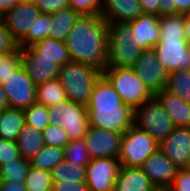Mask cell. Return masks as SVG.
Instances as JSON below:
<instances>
[{
  "label": "cell",
  "instance_id": "1",
  "mask_svg": "<svg viewBox=\"0 0 190 191\" xmlns=\"http://www.w3.org/2000/svg\"><path fill=\"white\" fill-rule=\"evenodd\" d=\"M109 24L101 15H81L65 40L72 61L104 71L108 58Z\"/></svg>",
  "mask_w": 190,
  "mask_h": 191
},
{
  "label": "cell",
  "instance_id": "2",
  "mask_svg": "<svg viewBox=\"0 0 190 191\" xmlns=\"http://www.w3.org/2000/svg\"><path fill=\"white\" fill-rule=\"evenodd\" d=\"M86 109L89 127L124 134L133 126L134 110L122 102L115 88L103 74L93 85Z\"/></svg>",
  "mask_w": 190,
  "mask_h": 191
},
{
  "label": "cell",
  "instance_id": "3",
  "mask_svg": "<svg viewBox=\"0 0 190 191\" xmlns=\"http://www.w3.org/2000/svg\"><path fill=\"white\" fill-rule=\"evenodd\" d=\"M102 72L97 68L71 61L60 67L58 79L66 92L67 99L86 105L93 85Z\"/></svg>",
  "mask_w": 190,
  "mask_h": 191
},
{
  "label": "cell",
  "instance_id": "4",
  "mask_svg": "<svg viewBox=\"0 0 190 191\" xmlns=\"http://www.w3.org/2000/svg\"><path fill=\"white\" fill-rule=\"evenodd\" d=\"M143 50L133 42L128 23L109 24L106 68H133Z\"/></svg>",
  "mask_w": 190,
  "mask_h": 191
},
{
  "label": "cell",
  "instance_id": "5",
  "mask_svg": "<svg viewBox=\"0 0 190 191\" xmlns=\"http://www.w3.org/2000/svg\"><path fill=\"white\" fill-rule=\"evenodd\" d=\"M102 74L115 88L122 102L133 110L154 97L133 68H105Z\"/></svg>",
  "mask_w": 190,
  "mask_h": 191
},
{
  "label": "cell",
  "instance_id": "6",
  "mask_svg": "<svg viewBox=\"0 0 190 191\" xmlns=\"http://www.w3.org/2000/svg\"><path fill=\"white\" fill-rule=\"evenodd\" d=\"M50 125L62 127L70 140L82 139L89 128L86 105L69 99L49 107Z\"/></svg>",
  "mask_w": 190,
  "mask_h": 191
},
{
  "label": "cell",
  "instance_id": "7",
  "mask_svg": "<svg viewBox=\"0 0 190 191\" xmlns=\"http://www.w3.org/2000/svg\"><path fill=\"white\" fill-rule=\"evenodd\" d=\"M133 125L148 132L158 143L175 129L170 116L155 96L134 109Z\"/></svg>",
  "mask_w": 190,
  "mask_h": 191
},
{
  "label": "cell",
  "instance_id": "8",
  "mask_svg": "<svg viewBox=\"0 0 190 191\" xmlns=\"http://www.w3.org/2000/svg\"><path fill=\"white\" fill-rule=\"evenodd\" d=\"M158 149V142L146 131L130 127L122 136L119 161L121 166L141 167Z\"/></svg>",
  "mask_w": 190,
  "mask_h": 191
},
{
  "label": "cell",
  "instance_id": "9",
  "mask_svg": "<svg viewBox=\"0 0 190 191\" xmlns=\"http://www.w3.org/2000/svg\"><path fill=\"white\" fill-rule=\"evenodd\" d=\"M1 85L6 92L9 108L24 110L36 103L37 86L22 64Z\"/></svg>",
  "mask_w": 190,
  "mask_h": 191
},
{
  "label": "cell",
  "instance_id": "10",
  "mask_svg": "<svg viewBox=\"0 0 190 191\" xmlns=\"http://www.w3.org/2000/svg\"><path fill=\"white\" fill-rule=\"evenodd\" d=\"M153 49L168 73L190 70V46L185 39H159Z\"/></svg>",
  "mask_w": 190,
  "mask_h": 191
},
{
  "label": "cell",
  "instance_id": "11",
  "mask_svg": "<svg viewBox=\"0 0 190 191\" xmlns=\"http://www.w3.org/2000/svg\"><path fill=\"white\" fill-rule=\"evenodd\" d=\"M121 168L119 159H91L86 166V183L90 191H114L115 180Z\"/></svg>",
  "mask_w": 190,
  "mask_h": 191
},
{
  "label": "cell",
  "instance_id": "12",
  "mask_svg": "<svg viewBox=\"0 0 190 191\" xmlns=\"http://www.w3.org/2000/svg\"><path fill=\"white\" fill-rule=\"evenodd\" d=\"M122 136V133L89 127L83 139L91 159H118L121 150Z\"/></svg>",
  "mask_w": 190,
  "mask_h": 191
},
{
  "label": "cell",
  "instance_id": "13",
  "mask_svg": "<svg viewBox=\"0 0 190 191\" xmlns=\"http://www.w3.org/2000/svg\"><path fill=\"white\" fill-rule=\"evenodd\" d=\"M133 69L154 95L166 87L169 73L159 63L153 48L142 51Z\"/></svg>",
  "mask_w": 190,
  "mask_h": 191
},
{
  "label": "cell",
  "instance_id": "14",
  "mask_svg": "<svg viewBox=\"0 0 190 191\" xmlns=\"http://www.w3.org/2000/svg\"><path fill=\"white\" fill-rule=\"evenodd\" d=\"M40 13L34 1H19L0 18L12 37L19 42L27 34Z\"/></svg>",
  "mask_w": 190,
  "mask_h": 191
},
{
  "label": "cell",
  "instance_id": "15",
  "mask_svg": "<svg viewBox=\"0 0 190 191\" xmlns=\"http://www.w3.org/2000/svg\"><path fill=\"white\" fill-rule=\"evenodd\" d=\"M158 149L179 169L190 168V127H175Z\"/></svg>",
  "mask_w": 190,
  "mask_h": 191
},
{
  "label": "cell",
  "instance_id": "16",
  "mask_svg": "<svg viewBox=\"0 0 190 191\" xmlns=\"http://www.w3.org/2000/svg\"><path fill=\"white\" fill-rule=\"evenodd\" d=\"M140 168L158 189H168L180 170L159 149L152 153Z\"/></svg>",
  "mask_w": 190,
  "mask_h": 191
},
{
  "label": "cell",
  "instance_id": "17",
  "mask_svg": "<svg viewBox=\"0 0 190 191\" xmlns=\"http://www.w3.org/2000/svg\"><path fill=\"white\" fill-rule=\"evenodd\" d=\"M21 49V64L36 86L58 78L60 67L47 58H38V54L29 46Z\"/></svg>",
  "mask_w": 190,
  "mask_h": 191
},
{
  "label": "cell",
  "instance_id": "18",
  "mask_svg": "<svg viewBox=\"0 0 190 191\" xmlns=\"http://www.w3.org/2000/svg\"><path fill=\"white\" fill-rule=\"evenodd\" d=\"M132 40L142 49L153 48L160 39L159 16L142 14L136 20L129 21Z\"/></svg>",
  "mask_w": 190,
  "mask_h": 191
},
{
  "label": "cell",
  "instance_id": "19",
  "mask_svg": "<svg viewBox=\"0 0 190 191\" xmlns=\"http://www.w3.org/2000/svg\"><path fill=\"white\" fill-rule=\"evenodd\" d=\"M143 13L138 0H102L101 17L108 23H128Z\"/></svg>",
  "mask_w": 190,
  "mask_h": 191
},
{
  "label": "cell",
  "instance_id": "20",
  "mask_svg": "<svg viewBox=\"0 0 190 191\" xmlns=\"http://www.w3.org/2000/svg\"><path fill=\"white\" fill-rule=\"evenodd\" d=\"M154 96L162 104L175 127H190V104L165 88Z\"/></svg>",
  "mask_w": 190,
  "mask_h": 191
},
{
  "label": "cell",
  "instance_id": "21",
  "mask_svg": "<svg viewBox=\"0 0 190 191\" xmlns=\"http://www.w3.org/2000/svg\"><path fill=\"white\" fill-rule=\"evenodd\" d=\"M157 189L140 167L121 166L114 186V191H156Z\"/></svg>",
  "mask_w": 190,
  "mask_h": 191
},
{
  "label": "cell",
  "instance_id": "22",
  "mask_svg": "<svg viewBox=\"0 0 190 191\" xmlns=\"http://www.w3.org/2000/svg\"><path fill=\"white\" fill-rule=\"evenodd\" d=\"M30 47L38 54V58L51 59L59 67L72 61L65 41L45 38Z\"/></svg>",
  "mask_w": 190,
  "mask_h": 191
},
{
  "label": "cell",
  "instance_id": "23",
  "mask_svg": "<svg viewBox=\"0 0 190 191\" xmlns=\"http://www.w3.org/2000/svg\"><path fill=\"white\" fill-rule=\"evenodd\" d=\"M42 135L43 131H40L29 124H24L16 140L20 156L26 160H30L40 152L45 146Z\"/></svg>",
  "mask_w": 190,
  "mask_h": 191
},
{
  "label": "cell",
  "instance_id": "24",
  "mask_svg": "<svg viewBox=\"0 0 190 191\" xmlns=\"http://www.w3.org/2000/svg\"><path fill=\"white\" fill-rule=\"evenodd\" d=\"M80 16L70 7L52 13V25L48 38L65 41Z\"/></svg>",
  "mask_w": 190,
  "mask_h": 191
},
{
  "label": "cell",
  "instance_id": "25",
  "mask_svg": "<svg viewBox=\"0 0 190 191\" xmlns=\"http://www.w3.org/2000/svg\"><path fill=\"white\" fill-rule=\"evenodd\" d=\"M24 124L23 110L13 108L2 110L0 112V138L16 142Z\"/></svg>",
  "mask_w": 190,
  "mask_h": 191
},
{
  "label": "cell",
  "instance_id": "26",
  "mask_svg": "<svg viewBox=\"0 0 190 191\" xmlns=\"http://www.w3.org/2000/svg\"><path fill=\"white\" fill-rule=\"evenodd\" d=\"M65 100H67L66 92L58 78L38 85L36 88V102L38 104L51 107Z\"/></svg>",
  "mask_w": 190,
  "mask_h": 191
},
{
  "label": "cell",
  "instance_id": "27",
  "mask_svg": "<svg viewBox=\"0 0 190 191\" xmlns=\"http://www.w3.org/2000/svg\"><path fill=\"white\" fill-rule=\"evenodd\" d=\"M30 167L29 160L19 157L0 166V181L16 184H25Z\"/></svg>",
  "mask_w": 190,
  "mask_h": 191
},
{
  "label": "cell",
  "instance_id": "28",
  "mask_svg": "<svg viewBox=\"0 0 190 191\" xmlns=\"http://www.w3.org/2000/svg\"><path fill=\"white\" fill-rule=\"evenodd\" d=\"M52 25L51 14L40 13L37 20L29 28L27 34L18 42L20 48L29 47L49 37Z\"/></svg>",
  "mask_w": 190,
  "mask_h": 191
},
{
  "label": "cell",
  "instance_id": "29",
  "mask_svg": "<svg viewBox=\"0 0 190 191\" xmlns=\"http://www.w3.org/2000/svg\"><path fill=\"white\" fill-rule=\"evenodd\" d=\"M50 172L53 183L65 181L78 182L85 181L86 179V167L65 160L58 163Z\"/></svg>",
  "mask_w": 190,
  "mask_h": 191
},
{
  "label": "cell",
  "instance_id": "30",
  "mask_svg": "<svg viewBox=\"0 0 190 191\" xmlns=\"http://www.w3.org/2000/svg\"><path fill=\"white\" fill-rule=\"evenodd\" d=\"M63 160V148L45 145L29 162L31 167L51 171Z\"/></svg>",
  "mask_w": 190,
  "mask_h": 191
},
{
  "label": "cell",
  "instance_id": "31",
  "mask_svg": "<svg viewBox=\"0 0 190 191\" xmlns=\"http://www.w3.org/2000/svg\"><path fill=\"white\" fill-rule=\"evenodd\" d=\"M160 39H185L184 14L159 16Z\"/></svg>",
  "mask_w": 190,
  "mask_h": 191
},
{
  "label": "cell",
  "instance_id": "32",
  "mask_svg": "<svg viewBox=\"0 0 190 191\" xmlns=\"http://www.w3.org/2000/svg\"><path fill=\"white\" fill-rule=\"evenodd\" d=\"M165 89L177 94L190 104V70L170 72Z\"/></svg>",
  "mask_w": 190,
  "mask_h": 191
},
{
  "label": "cell",
  "instance_id": "33",
  "mask_svg": "<svg viewBox=\"0 0 190 191\" xmlns=\"http://www.w3.org/2000/svg\"><path fill=\"white\" fill-rule=\"evenodd\" d=\"M64 160L77 163L86 167L90 163V155L87 150L84 139L70 140L64 147Z\"/></svg>",
  "mask_w": 190,
  "mask_h": 191
},
{
  "label": "cell",
  "instance_id": "34",
  "mask_svg": "<svg viewBox=\"0 0 190 191\" xmlns=\"http://www.w3.org/2000/svg\"><path fill=\"white\" fill-rule=\"evenodd\" d=\"M25 187L28 191H44L52 188L51 172L30 166L25 180Z\"/></svg>",
  "mask_w": 190,
  "mask_h": 191
},
{
  "label": "cell",
  "instance_id": "35",
  "mask_svg": "<svg viewBox=\"0 0 190 191\" xmlns=\"http://www.w3.org/2000/svg\"><path fill=\"white\" fill-rule=\"evenodd\" d=\"M25 124L34 126L40 131H43L50 125L49 121V107L34 103L29 108L23 110Z\"/></svg>",
  "mask_w": 190,
  "mask_h": 191
},
{
  "label": "cell",
  "instance_id": "36",
  "mask_svg": "<svg viewBox=\"0 0 190 191\" xmlns=\"http://www.w3.org/2000/svg\"><path fill=\"white\" fill-rule=\"evenodd\" d=\"M21 65L20 47L0 57V84L7 80V77Z\"/></svg>",
  "mask_w": 190,
  "mask_h": 191
},
{
  "label": "cell",
  "instance_id": "37",
  "mask_svg": "<svg viewBox=\"0 0 190 191\" xmlns=\"http://www.w3.org/2000/svg\"><path fill=\"white\" fill-rule=\"evenodd\" d=\"M44 143L47 146L63 148L70 139L65 130L59 125H49L43 130Z\"/></svg>",
  "mask_w": 190,
  "mask_h": 191
},
{
  "label": "cell",
  "instance_id": "38",
  "mask_svg": "<svg viewBox=\"0 0 190 191\" xmlns=\"http://www.w3.org/2000/svg\"><path fill=\"white\" fill-rule=\"evenodd\" d=\"M69 7L80 15H100L102 0H69Z\"/></svg>",
  "mask_w": 190,
  "mask_h": 191
},
{
  "label": "cell",
  "instance_id": "39",
  "mask_svg": "<svg viewBox=\"0 0 190 191\" xmlns=\"http://www.w3.org/2000/svg\"><path fill=\"white\" fill-rule=\"evenodd\" d=\"M20 157L16 142L0 138V166Z\"/></svg>",
  "mask_w": 190,
  "mask_h": 191
},
{
  "label": "cell",
  "instance_id": "40",
  "mask_svg": "<svg viewBox=\"0 0 190 191\" xmlns=\"http://www.w3.org/2000/svg\"><path fill=\"white\" fill-rule=\"evenodd\" d=\"M18 48V42L12 37L0 18V54L11 53Z\"/></svg>",
  "mask_w": 190,
  "mask_h": 191
},
{
  "label": "cell",
  "instance_id": "41",
  "mask_svg": "<svg viewBox=\"0 0 190 191\" xmlns=\"http://www.w3.org/2000/svg\"><path fill=\"white\" fill-rule=\"evenodd\" d=\"M41 13L52 14L69 8V0H33Z\"/></svg>",
  "mask_w": 190,
  "mask_h": 191
},
{
  "label": "cell",
  "instance_id": "42",
  "mask_svg": "<svg viewBox=\"0 0 190 191\" xmlns=\"http://www.w3.org/2000/svg\"><path fill=\"white\" fill-rule=\"evenodd\" d=\"M169 191H190V168L180 169Z\"/></svg>",
  "mask_w": 190,
  "mask_h": 191
},
{
  "label": "cell",
  "instance_id": "43",
  "mask_svg": "<svg viewBox=\"0 0 190 191\" xmlns=\"http://www.w3.org/2000/svg\"><path fill=\"white\" fill-rule=\"evenodd\" d=\"M54 191H90L86 181H65L53 183Z\"/></svg>",
  "mask_w": 190,
  "mask_h": 191
},
{
  "label": "cell",
  "instance_id": "44",
  "mask_svg": "<svg viewBox=\"0 0 190 191\" xmlns=\"http://www.w3.org/2000/svg\"><path fill=\"white\" fill-rule=\"evenodd\" d=\"M143 14L160 16V0H138Z\"/></svg>",
  "mask_w": 190,
  "mask_h": 191
},
{
  "label": "cell",
  "instance_id": "45",
  "mask_svg": "<svg viewBox=\"0 0 190 191\" xmlns=\"http://www.w3.org/2000/svg\"><path fill=\"white\" fill-rule=\"evenodd\" d=\"M190 9V0H171V15L186 14Z\"/></svg>",
  "mask_w": 190,
  "mask_h": 191
},
{
  "label": "cell",
  "instance_id": "46",
  "mask_svg": "<svg viewBox=\"0 0 190 191\" xmlns=\"http://www.w3.org/2000/svg\"><path fill=\"white\" fill-rule=\"evenodd\" d=\"M0 191H28L25 184H16L0 181Z\"/></svg>",
  "mask_w": 190,
  "mask_h": 191
},
{
  "label": "cell",
  "instance_id": "47",
  "mask_svg": "<svg viewBox=\"0 0 190 191\" xmlns=\"http://www.w3.org/2000/svg\"><path fill=\"white\" fill-rule=\"evenodd\" d=\"M19 0H0V17L11 10Z\"/></svg>",
  "mask_w": 190,
  "mask_h": 191
},
{
  "label": "cell",
  "instance_id": "48",
  "mask_svg": "<svg viewBox=\"0 0 190 191\" xmlns=\"http://www.w3.org/2000/svg\"><path fill=\"white\" fill-rule=\"evenodd\" d=\"M171 15V0H160V16Z\"/></svg>",
  "mask_w": 190,
  "mask_h": 191
},
{
  "label": "cell",
  "instance_id": "49",
  "mask_svg": "<svg viewBox=\"0 0 190 191\" xmlns=\"http://www.w3.org/2000/svg\"><path fill=\"white\" fill-rule=\"evenodd\" d=\"M9 108L6 92L0 84V111Z\"/></svg>",
  "mask_w": 190,
  "mask_h": 191
},
{
  "label": "cell",
  "instance_id": "50",
  "mask_svg": "<svg viewBox=\"0 0 190 191\" xmlns=\"http://www.w3.org/2000/svg\"><path fill=\"white\" fill-rule=\"evenodd\" d=\"M185 40L190 46V15L184 14Z\"/></svg>",
  "mask_w": 190,
  "mask_h": 191
},
{
  "label": "cell",
  "instance_id": "51",
  "mask_svg": "<svg viewBox=\"0 0 190 191\" xmlns=\"http://www.w3.org/2000/svg\"><path fill=\"white\" fill-rule=\"evenodd\" d=\"M156 191H169L168 189H157Z\"/></svg>",
  "mask_w": 190,
  "mask_h": 191
},
{
  "label": "cell",
  "instance_id": "52",
  "mask_svg": "<svg viewBox=\"0 0 190 191\" xmlns=\"http://www.w3.org/2000/svg\"><path fill=\"white\" fill-rule=\"evenodd\" d=\"M44 191H54V190H53V187H52V188H49V189H45Z\"/></svg>",
  "mask_w": 190,
  "mask_h": 191
}]
</instances>
